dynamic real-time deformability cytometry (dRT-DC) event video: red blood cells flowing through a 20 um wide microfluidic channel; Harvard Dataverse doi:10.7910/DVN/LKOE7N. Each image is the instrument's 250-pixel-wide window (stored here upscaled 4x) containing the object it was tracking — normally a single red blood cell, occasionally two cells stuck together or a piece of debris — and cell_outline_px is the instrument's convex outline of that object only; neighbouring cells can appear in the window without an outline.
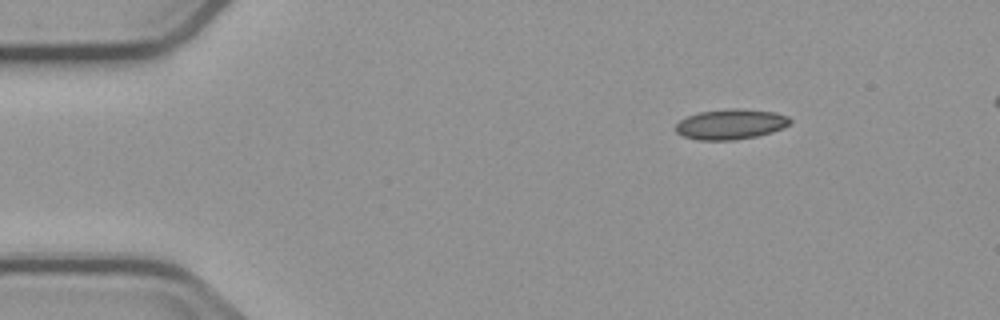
{"species": "common noctule bat (a hibernating species)", "species_latin": "Nyctalus noctula", "temperature_condition": "cold", "stored_images_in_passage": 4, "segment_of_instrument_passage": [1, 2], "camera_frame_rate_fps": 3000, "um_per_image_px": 0.085, "animal": {"sex": "male", "body_mass_g": 23.1, "forearm_length_mm": 52.7}, "frame": {"image": 1, "passage_image": 1, "time_ms": 0.0, "image_size_px": [1000, 320], "cell_outline_px": [[792, 120], [784, 128], [772, 132], [756, 136], [732, 140], [700, 140], [684, 136], [676, 132], [676, 124], [680, 120], [688, 116], [700, 112], [728, 108], [740, 108], [776, 112], [788, 116]], "centroid_in_image_um": [62.14, 10.55], "position_along_channel_um": 22.9, "area_um2": 20.17}}